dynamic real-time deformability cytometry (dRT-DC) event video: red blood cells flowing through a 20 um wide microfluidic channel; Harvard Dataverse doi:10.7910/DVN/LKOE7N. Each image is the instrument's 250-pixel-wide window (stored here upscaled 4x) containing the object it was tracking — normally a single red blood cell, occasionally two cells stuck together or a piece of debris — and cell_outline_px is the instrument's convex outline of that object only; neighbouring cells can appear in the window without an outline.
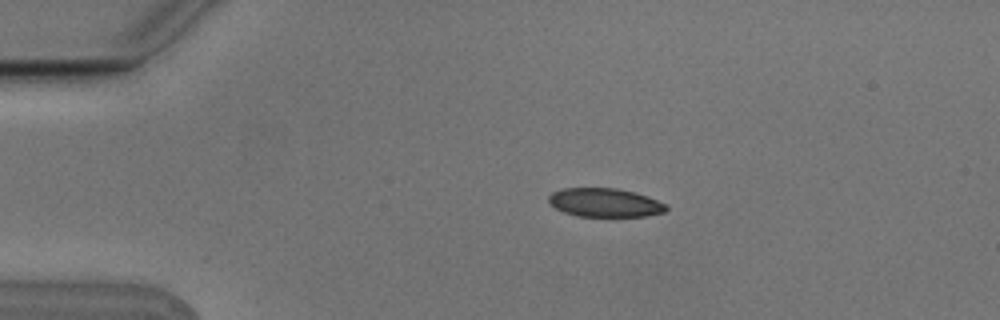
{"species": "Egyptian fruit bat (a non-hibernating species)", "species_latin": "Rousettus aegyptiacus", "temperature_condition": "cold", "stored_images_in_passage": 9, "camera_frame_rate_fps": 3000, "um_per_image_px": 0.085, "animal": {"sex": "male"}, "frame": {"image": 1, "passage_image": 4, "time_ms": 1.0, "image_size_px": [1000, 320], "cell_outline_px": [[668, 208], [664, 212], [644, 216], [580, 216], [564, 212], [556, 208], [548, 200], [548, 196], [552, 192], [564, 188], [616, 188], [636, 192], [648, 196], [668, 204]], "centroid_in_image_um": [51.45, 17.21], "position_along_channel_um": 33.5, "area_um2": 19.65}}
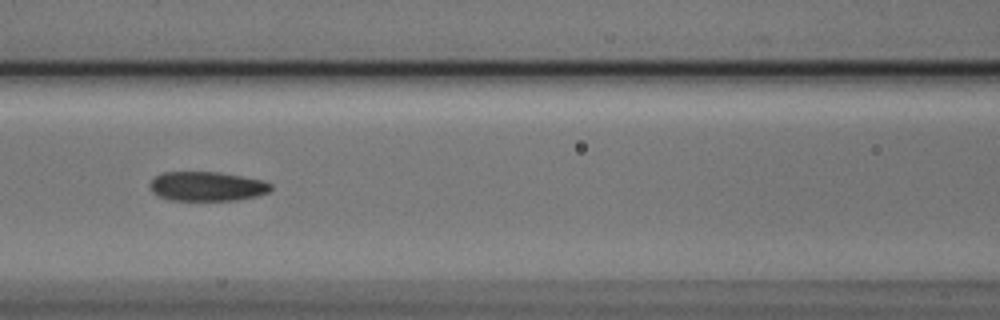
{"frame": {"image": 2, "passage_image": 8, "time_ms": 2.333, "image_size_px": [1000, 320], "cell_outline_px": [[272, 188], [268, 192], [256, 196], [236, 200], [172, 200], [160, 196], [152, 192], [148, 184], [156, 176], [164, 172], [220, 172], [264, 180], [272, 184]], "centroid_in_image_um": [17.61, 15.83], "position_along_channel_um": 149.0, "area_um2": 20.69}}
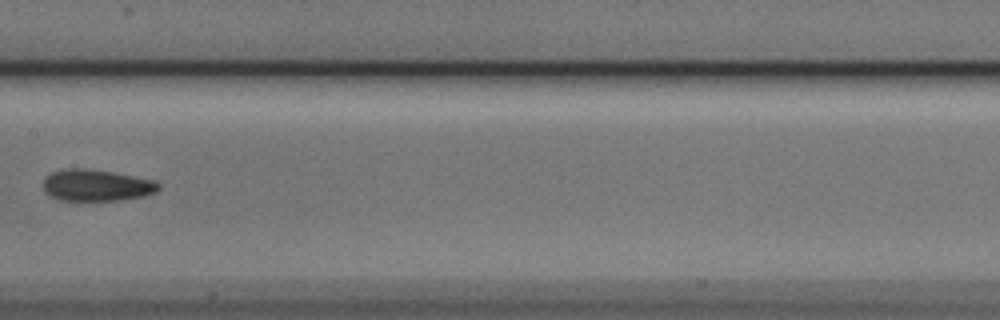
{"frame": {"image": 3, "passage_image": 9, "time_ms": 2.667, "image_size_px": [1000, 320], "cell_outline_px": [[160, 188], [156, 192], [124, 200], [76, 204], [60, 200], [48, 196], [44, 192], [44, 180], [52, 172], [64, 168], [84, 168], [112, 172], [156, 180], [160, 184]], "centroid_in_image_um": [8.16, 15.8], "position_along_channel_um": 199.2, "area_um2": 22.2}}